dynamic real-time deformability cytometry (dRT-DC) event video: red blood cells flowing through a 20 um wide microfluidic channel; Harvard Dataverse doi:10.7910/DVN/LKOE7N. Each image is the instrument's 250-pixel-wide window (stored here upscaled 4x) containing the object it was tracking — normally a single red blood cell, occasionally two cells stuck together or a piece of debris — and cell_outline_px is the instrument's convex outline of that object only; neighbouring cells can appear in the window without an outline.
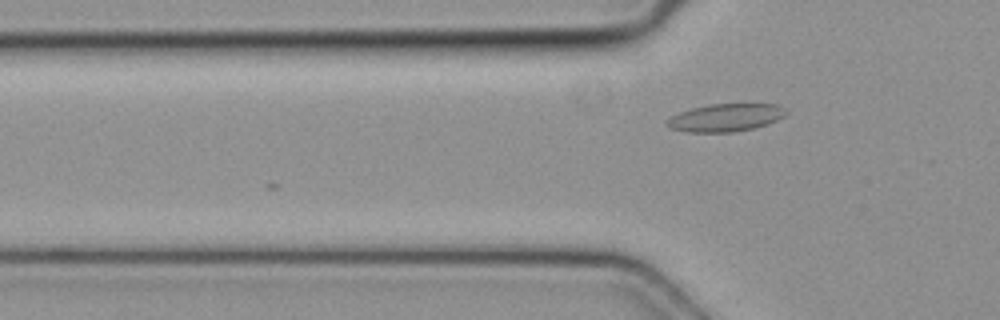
{"species": "common noctule bat (a hibernating species)", "species_latin": "Nyctalus noctula", "temperature_condition": "cold", "stored_images_in_passage": 3, "camera_frame_rate_fps": 3000, "um_per_image_px": 0.085, "animal": {"sex": "female", "body_mass_g": 19.3, "forearm_length_mm": 54.1}, "frame": {"image": 1, "passage_image": 3, "time_ms": 0.667, "image_size_px": [1000, 320], "cell_outline_px": [[788, 112], [784, 116], [768, 124], [752, 128], [732, 132], [684, 132], [672, 128], [664, 124], [664, 120], [668, 116], [692, 108], [708, 104], [748, 100], [780, 104]], "centroid_in_image_um": [61.72, 9.93], "position_along_channel_um": 64.1, "area_um2": 20.46}}